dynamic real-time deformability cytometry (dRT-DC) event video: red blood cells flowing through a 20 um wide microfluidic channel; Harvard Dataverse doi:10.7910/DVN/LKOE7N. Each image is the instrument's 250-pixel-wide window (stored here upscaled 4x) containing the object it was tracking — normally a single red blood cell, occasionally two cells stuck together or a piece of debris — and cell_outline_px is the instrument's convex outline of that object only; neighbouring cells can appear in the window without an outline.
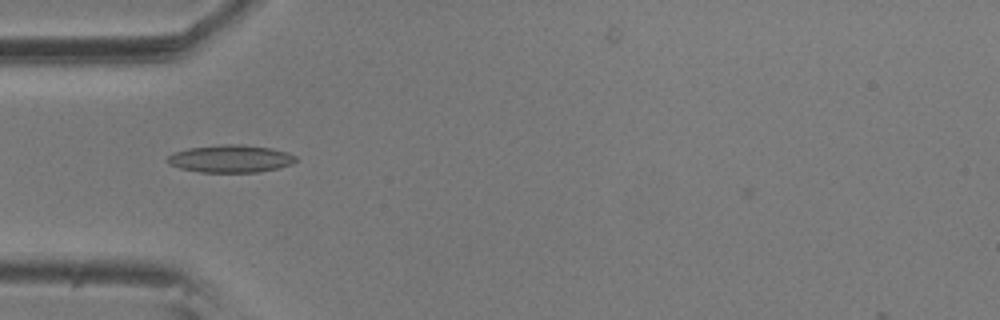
{"species": "common noctule bat (a hibernating species)", "species_latin": "Nyctalus noctula", "temperature_condition": "room temperature", "stored_images_in_passage": 3, "camera_frame_rate_fps": 3000, "um_per_image_px": 0.085, "animal": {"sex": "male", "body_mass_g": 20.5, "forearm_length_mm": 52.5}, "frame": {"image": 1, "passage_image": 1, "time_ms": 0.0, "image_size_px": [1000, 320], "cell_outline_px": [[296, 160], [292, 164], [280, 168], [260, 172], [200, 172], [180, 168], [168, 164], [164, 160], [172, 152], [188, 148], [220, 144], [240, 144], [272, 148], [288, 152], [296, 156]], "centroid_in_image_um": [19.58, 13.49], "position_along_channel_um": 65.4, "area_um2": 20.92}}
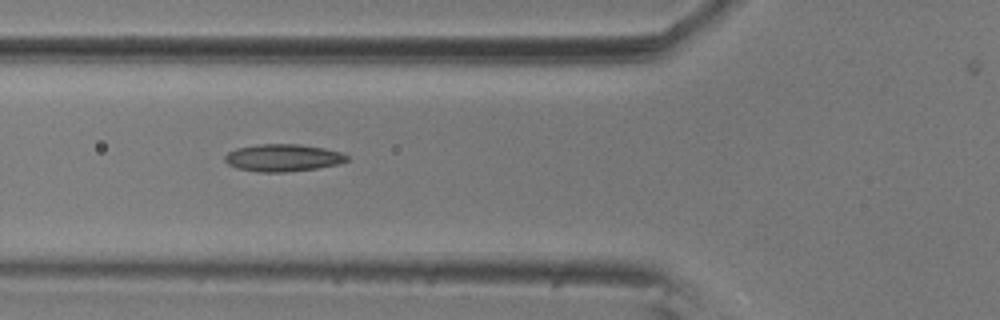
{"frame": {"image": 2, "passage_image": 2, "time_ms": 0.333, "image_size_px": [1000, 320], "cell_outline_px": [[348, 160], [340, 164], [316, 168], [284, 172], [256, 172], [236, 168], [228, 164], [224, 160], [224, 156], [228, 152], [236, 148], [260, 144], [300, 144], [324, 148], [340, 152], [348, 156]], "centroid_in_image_um": [24.03, 13.41], "position_along_channel_um": 101.8, "area_um2": 19.48}}
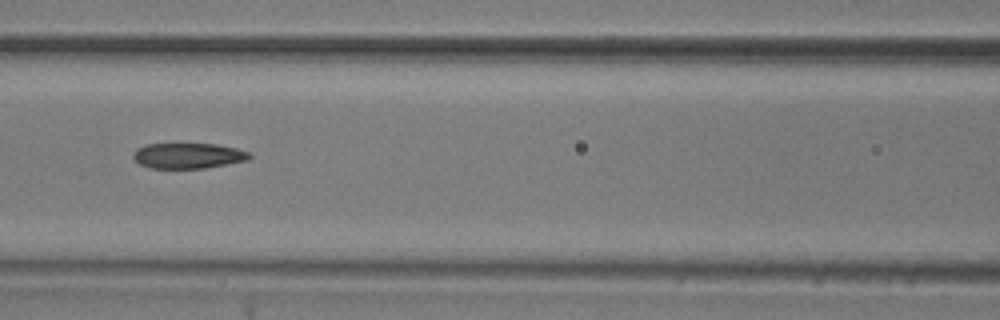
{"frame": {"image": 3, "passage_image": 3, "time_ms": 0.667, "image_size_px": [1000, 320], "cell_outline_px": [[252, 156], [248, 160], [228, 164], [204, 168], [148, 168], [140, 164], [132, 156], [136, 148], [144, 144], [216, 144], [236, 148], [248, 152]], "centroid_in_image_um": [15.98, 13.23], "position_along_channel_um": 150.6, "area_um2": 17.28}}